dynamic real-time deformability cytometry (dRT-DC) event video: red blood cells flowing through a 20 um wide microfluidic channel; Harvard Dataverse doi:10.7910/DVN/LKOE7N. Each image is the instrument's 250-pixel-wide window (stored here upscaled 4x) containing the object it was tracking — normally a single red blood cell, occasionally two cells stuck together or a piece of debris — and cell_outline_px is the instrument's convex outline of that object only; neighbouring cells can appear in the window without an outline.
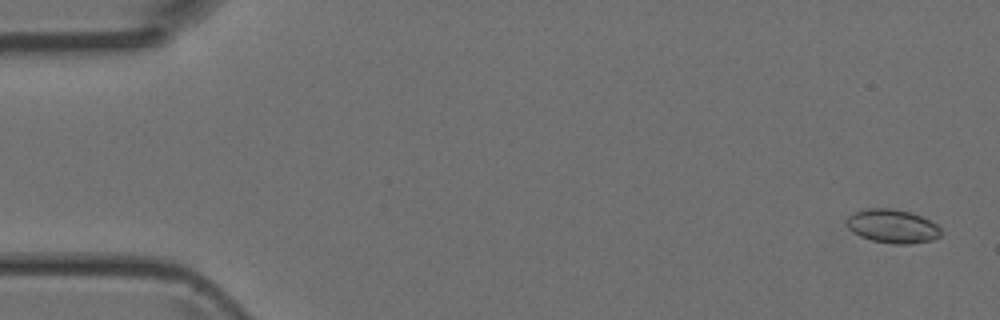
{"species": "Egyptian fruit bat (a non-hibernating species)", "species_latin": "Rousettus aegyptiacus", "temperature_condition": "room temperature", "stored_images_in_passage": 51, "camera_frame_rate_fps": 3000, "um_per_image_px": 0.085, "animal": {"sex": "female"}, "frame": {"image": 1, "passage_image": 2, "time_ms": 0.333, "image_size_px": [1000, 320], "cell_outline_px": [[944, 232], [940, 236], [932, 240], [908, 244], [896, 244], [872, 240], [860, 236], [852, 232], [848, 228], [844, 220], [848, 216], [856, 212], [868, 208], [892, 208], [912, 212], [936, 224]], "centroid_in_image_um": [75.85, 19.22], "position_along_channel_um": 9.1, "area_um2": 18.61}}
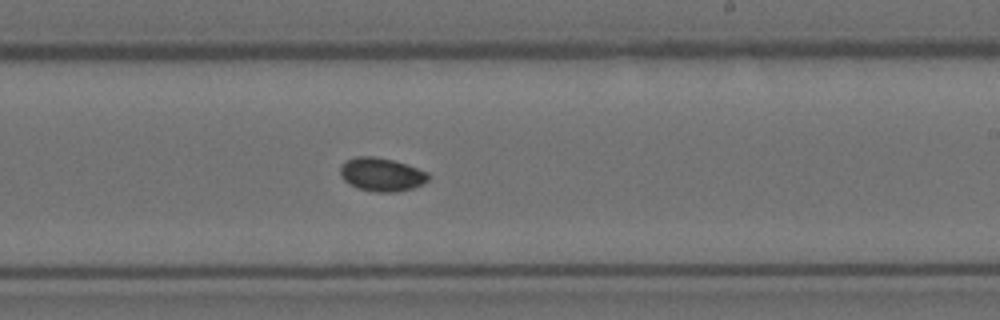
{"frame": {"image": 2, "passage_image": 30, "time_ms": 9.667, "image_size_px": [1000, 320], "cell_outline_px": [[432, 176], [428, 180], [412, 188], [396, 192], [376, 192], [356, 188], [344, 180], [340, 176], [340, 168], [348, 160], [356, 156], [376, 156], [408, 164], [428, 172]], "centroid_in_image_um": [32.45, 14.83], "position_along_channel_um": 256.5, "area_um2": 17.22}}
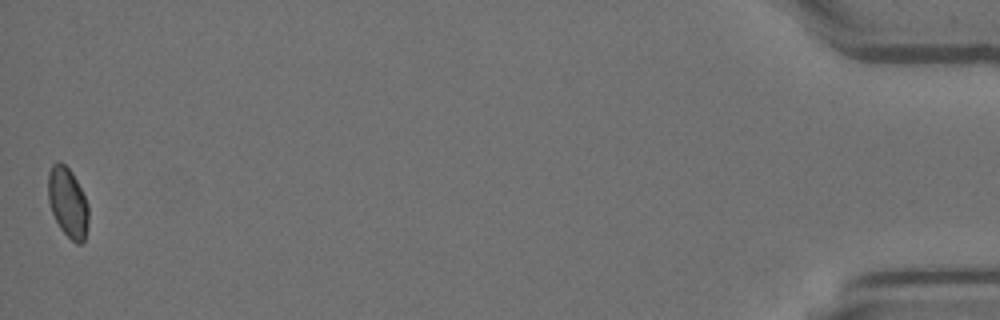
{"frame": {"image": 3, "passage_image": 50, "time_ms": 16.333, "image_size_px": [1000, 320], "cell_outline_px": [[88, 224], [84, 240], [80, 244], [76, 244], [60, 228], [52, 212], [48, 200], [48, 172], [52, 164], [60, 160], [72, 172], [88, 204]], "centroid_in_image_um": [5.75, 17.19], "position_along_channel_um": 429.4, "area_um2": 16.36}}